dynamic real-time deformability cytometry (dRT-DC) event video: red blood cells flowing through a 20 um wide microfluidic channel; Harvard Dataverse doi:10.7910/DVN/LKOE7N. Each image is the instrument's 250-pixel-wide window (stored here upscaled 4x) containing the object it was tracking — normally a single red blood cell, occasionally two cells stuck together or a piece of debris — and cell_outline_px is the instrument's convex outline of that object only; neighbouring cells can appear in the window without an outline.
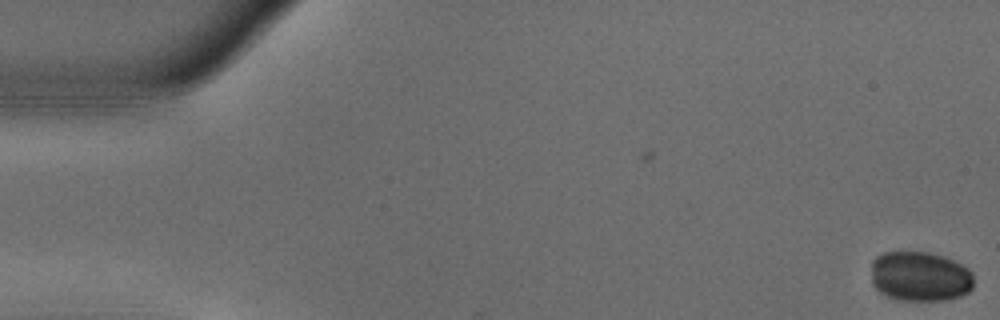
{"species": "common noctule bat (a hibernating species)", "species_latin": "Nyctalus noctula", "temperature_condition": "warm", "stored_images_in_passage": 5, "camera_frame_rate_fps": 3000, "um_per_image_px": 0.085, "animal": {"sex": "male", "body_mass_g": 18.8}, "frame": {"image": 1, "passage_image": 5, "time_ms": 1.333, "image_size_px": [1000, 320], "cell_outline_px": [[972, 288], [968, 292], [960, 296], [944, 300], [896, 300], [880, 292], [872, 284], [872, 260], [876, 256], [884, 252], [928, 252], [944, 256], [968, 268], [972, 272]], "centroid_in_image_um": [78.18, 23.49], "position_along_channel_um": 6.8, "area_um2": 29.88}}